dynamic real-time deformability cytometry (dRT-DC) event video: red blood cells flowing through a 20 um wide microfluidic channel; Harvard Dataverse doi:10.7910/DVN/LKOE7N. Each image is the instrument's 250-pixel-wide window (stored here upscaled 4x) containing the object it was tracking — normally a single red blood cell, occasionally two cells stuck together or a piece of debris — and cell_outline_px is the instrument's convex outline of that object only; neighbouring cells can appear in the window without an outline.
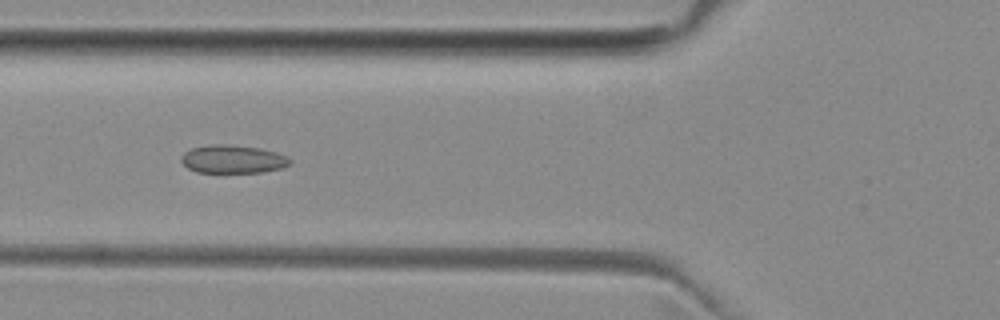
{"species": "common noctule bat (a hibernating species)", "species_latin": "Nyctalus noctula", "temperature_condition": "room temperature", "stored_images_in_passage": 50, "camera_frame_rate_fps": 3000, "um_per_image_px": 0.085, "animal": {"sex": "female", "body_mass_g": 29.2, "forearm_length_mm": 56.3}, "frame": {"image": 1, "passage_image": 18, "time_ms": 5.667, "image_size_px": [1000, 320], "cell_outline_px": [[292, 160], [288, 164], [280, 168], [260, 172], [196, 172], [188, 168], [180, 160], [180, 156], [184, 152], [192, 148], [208, 144], [224, 144], [260, 148], [276, 152], [288, 156]], "centroid_in_image_um": [19.76, 13.52], "position_along_channel_um": 106.0, "area_um2": 17.8}}
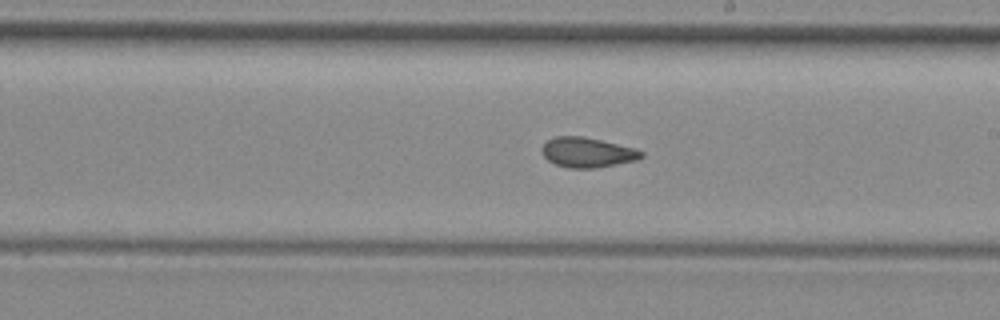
{"frame": {"image": 2, "passage_image": 28, "time_ms": 9.0, "image_size_px": [1000, 320], "cell_outline_px": [[644, 156], [636, 160], [596, 168], [568, 168], [556, 164], [548, 160], [544, 156], [544, 144], [548, 140], [556, 136], [580, 136], [600, 140], [636, 148], [644, 152]], "centroid_in_image_um": [49.97, 12.96], "position_along_channel_um": 239.0, "area_um2": 17.11}}
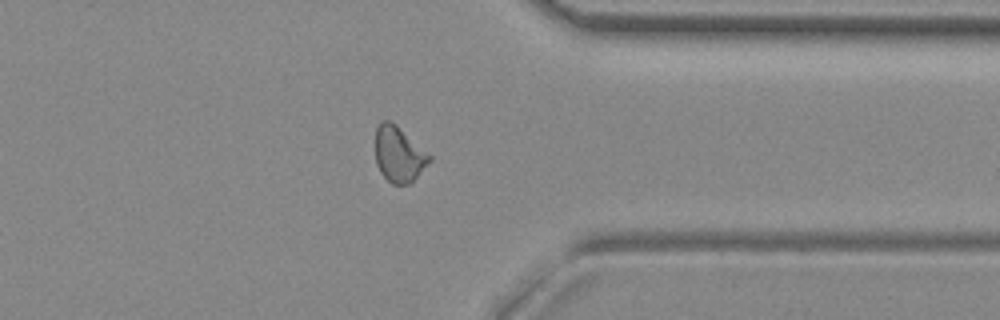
{"frame": {"image": 3, "passage_image": 39, "time_ms": 12.667, "image_size_px": [1000, 320], "cell_outline_px": [[432, 160], [412, 184], [392, 184], [380, 172], [376, 164], [376, 128], [380, 120], [392, 120], [432, 156]], "centroid_in_image_um": [33.92, 13.11], "position_along_channel_um": 377.5, "area_um2": 17.86}, "authors_computed_cell_mechanics": {"area_um2": 17.8313, "velocity_mm_per_s": 3.985, "shape_relaxation_time_tau1_ms": null, "shape_relaxation_time_tau2_ms": 2.0202, "deformation_change_tau1": null, "deformation_change_tau2": 0.0749}}